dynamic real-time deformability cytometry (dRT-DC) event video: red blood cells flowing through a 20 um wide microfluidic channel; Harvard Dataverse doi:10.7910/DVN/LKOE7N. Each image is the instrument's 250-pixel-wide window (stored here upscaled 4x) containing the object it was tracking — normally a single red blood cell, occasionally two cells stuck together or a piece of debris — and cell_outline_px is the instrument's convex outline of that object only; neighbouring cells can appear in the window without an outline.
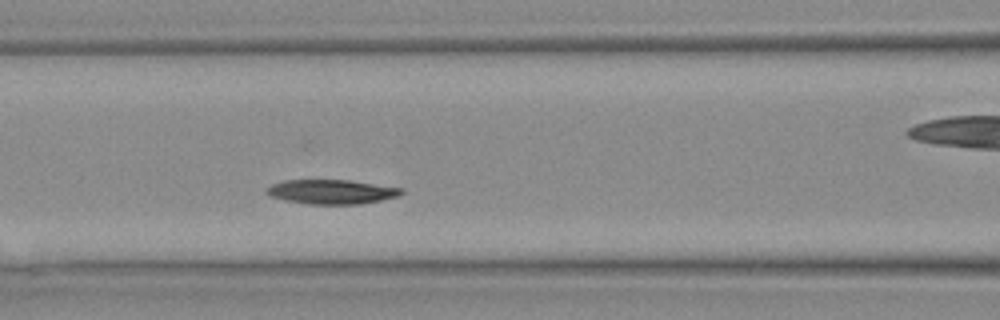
{"species": "Egyptian fruit bat (a non-hibernating species)", "species_latin": "Rousettus aegyptiacus", "temperature_condition": "warm", "stored_images_in_passage": 7, "camera_frame_rate_fps": 3000, "um_per_image_px": 0.085, "animal": {"sex": "female"}, "frame": {"image": 1, "passage_image": 6, "time_ms": 1.667, "image_size_px": [1000, 320], "cell_outline_px": [[404, 192], [400, 196], [360, 204], [308, 204], [284, 200], [268, 196], [264, 192], [272, 184], [284, 180], [348, 180], [404, 188]], "centroid_in_image_um": [28.18, 16.3], "position_along_channel_um": 138.4, "area_um2": 19.25}}